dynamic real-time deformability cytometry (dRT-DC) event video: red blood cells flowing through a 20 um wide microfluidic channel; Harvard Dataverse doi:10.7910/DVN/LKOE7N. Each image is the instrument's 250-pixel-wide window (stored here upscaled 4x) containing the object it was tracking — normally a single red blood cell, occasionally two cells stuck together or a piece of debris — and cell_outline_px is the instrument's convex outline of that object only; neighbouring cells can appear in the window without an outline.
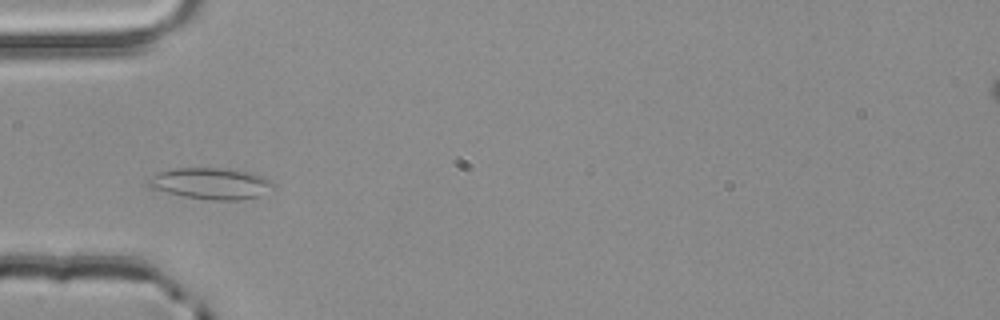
{"species": "common noctule bat (a hibernating species)", "species_latin": "Nyctalus noctula", "temperature_condition": "room temperature", "stored_images_in_passage": 3, "camera_frame_rate_fps": 3000, "um_per_image_px": 0.085, "animal": {"sex": "male", "body_mass_g": 20.4}, "frame": {"image": 1, "passage_image": 3, "time_ms": 0.667, "image_size_px": [1000, 320], "cell_outline_px": [[276, 188], [260, 196], [240, 200], [212, 200], [184, 196], [164, 192], [148, 188], [148, 180], [156, 172], [176, 168], [224, 168], [252, 172], [264, 176], [272, 180], [276, 184]], "centroid_in_image_um": [17.98, 15.59], "position_along_channel_um": 67.0, "area_um2": 23.29}}